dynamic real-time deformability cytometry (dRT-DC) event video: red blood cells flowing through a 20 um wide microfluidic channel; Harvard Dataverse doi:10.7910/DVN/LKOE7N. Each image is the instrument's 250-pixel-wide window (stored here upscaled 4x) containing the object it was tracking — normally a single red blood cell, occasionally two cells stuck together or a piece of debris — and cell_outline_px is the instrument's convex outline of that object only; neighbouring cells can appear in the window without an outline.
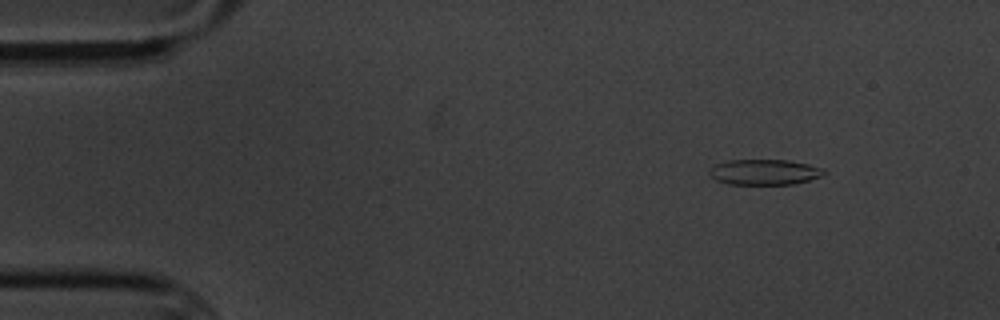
{"species": "common noctule bat (a hibernating species)", "species_latin": "Nyctalus noctula", "temperature_condition": "cold", "stored_images_in_passage": 4, "camera_frame_rate_fps": 3000, "um_per_image_px": 0.085, "animal": {"sex": "male", "body_mass_g": 20.1, "forearm_length_mm": 53.5}, "frame": {"image": 1, "passage_image": 2, "time_ms": 1.333, "image_size_px": [1000, 320], "cell_outline_px": [[828, 172], [824, 176], [792, 184], [728, 184], [716, 180], [708, 172], [716, 164], [728, 160], [788, 160], [808, 164], [824, 168]], "centroid_in_image_um": [65.03, 14.62], "position_along_channel_um": 20.0, "area_um2": 17.05}}